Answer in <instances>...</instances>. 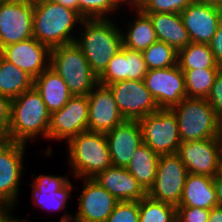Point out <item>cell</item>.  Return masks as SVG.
<instances>
[{
  "mask_svg": "<svg viewBox=\"0 0 222 222\" xmlns=\"http://www.w3.org/2000/svg\"><path fill=\"white\" fill-rule=\"evenodd\" d=\"M113 18L83 19L75 43L99 77L122 46V29ZM82 26V27H81ZM83 29V30H82Z\"/></svg>",
  "mask_w": 222,
  "mask_h": 222,
  "instance_id": "1",
  "label": "cell"
},
{
  "mask_svg": "<svg viewBox=\"0 0 222 222\" xmlns=\"http://www.w3.org/2000/svg\"><path fill=\"white\" fill-rule=\"evenodd\" d=\"M51 113L34 86L11 99L8 138L11 142L29 143L38 136L48 140Z\"/></svg>",
  "mask_w": 222,
  "mask_h": 222,
  "instance_id": "2",
  "label": "cell"
},
{
  "mask_svg": "<svg viewBox=\"0 0 222 222\" xmlns=\"http://www.w3.org/2000/svg\"><path fill=\"white\" fill-rule=\"evenodd\" d=\"M83 19L77 11L57 2L34 4L33 38L50 50L73 43L77 37L73 30Z\"/></svg>",
  "mask_w": 222,
  "mask_h": 222,
  "instance_id": "3",
  "label": "cell"
},
{
  "mask_svg": "<svg viewBox=\"0 0 222 222\" xmlns=\"http://www.w3.org/2000/svg\"><path fill=\"white\" fill-rule=\"evenodd\" d=\"M170 110L176 116L181 142L222 137V120L206 99L185 97Z\"/></svg>",
  "mask_w": 222,
  "mask_h": 222,
  "instance_id": "4",
  "label": "cell"
},
{
  "mask_svg": "<svg viewBox=\"0 0 222 222\" xmlns=\"http://www.w3.org/2000/svg\"><path fill=\"white\" fill-rule=\"evenodd\" d=\"M68 164L74 178H94L112 166L105 133L84 131L67 143Z\"/></svg>",
  "mask_w": 222,
  "mask_h": 222,
  "instance_id": "5",
  "label": "cell"
},
{
  "mask_svg": "<svg viewBox=\"0 0 222 222\" xmlns=\"http://www.w3.org/2000/svg\"><path fill=\"white\" fill-rule=\"evenodd\" d=\"M66 83L73 96H88L98 84L81 48L69 43L50 50V65Z\"/></svg>",
  "mask_w": 222,
  "mask_h": 222,
  "instance_id": "6",
  "label": "cell"
},
{
  "mask_svg": "<svg viewBox=\"0 0 222 222\" xmlns=\"http://www.w3.org/2000/svg\"><path fill=\"white\" fill-rule=\"evenodd\" d=\"M143 143L158 155L177 153L181 143L178 123L170 109H159L140 119Z\"/></svg>",
  "mask_w": 222,
  "mask_h": 222,
  "instance_id": "7",
  "label": "cell"
},
{
  "mask_svg": "<svg viewBox=\"0 0 222 222\" xmlns=\"http://www.w3.org/2000/svg\"><path fill=\"white\" fill-rule=\"evenodd\" d=\"M187 175L188 170L177 153L161 155L154 184L147 195L177 208Z\"/></svg>",
  "mask_w": 222,
  "mask_h": 222,
  "instance_id": "8",
  "label": "cell"
},
{
  "mask_svg": "<svg viewBox=\"0 0 222 222\" xmlns=\"http://www.w3.org/2000/svg\"><path fill=\"white\" fill-rule=\"evenodd\" d=\"M82 193L79 194L77 212L69 214L64 210L59 222H106L119 202L93 178H84Z\"/></svg>",
  "mask_w": 222,
  "mask_h": 222,
  "instance_id": "9",
  "label": "cell"
},
{
  "mask_svg": "<svg viewBox=\"0 0 222 222\" xmlns=\"http://www.w3.org/2000/svg\"><path fill=\"white\" fill-rule=\"evenodd\" d=\"M34 4L27 0H4L0 4V50L33 37Z\"/></svg>",
  "mask_w": 222,
  "mask_h": 222,
  "instance_id": "10",
  "label": "cell"
},
{
  "mask_svg": "<svg viewBox=\"0 0 222 222\" xmlns=\"http://www.w3.org/2000/svg\"><path fill=\"white\" fill-rule=\"evenodd\" d=\"M27 144L9 142L0 151V207L11 210L19 198V186L24 170L23 157Z\"/></svg>",
  "mask_w": 222,
  "mask_h": 222,
  "instance_id": "11",
  "label": "cell"
},
{
  "mask_svg": "<svg viewBox=\"0 0 222 222\" xmlns=\"http://www.w3.org/2000/svg\"><path fill=\"white\" fill-rule=\"evenodd\" d=\"M108 86L125 120L139 121L159 110L143 80H125Z\"/></svg>",
  "mask_w": 222,
  "mask_h": 222,
  "instance_id": "12",
  "label": "cell"
},
{
  "mask_svg": "<svg viewBox=\"0 0 222 222\" xmlns=\"http://www.w3.org/2000/svg\"><path fill=\"white\" fill-rule=\"evenodd\" d=\"M88 96H72L60 109L51 113L48 140L67 143L76 135L88 130Z\"/></svg>",
  "mask_w": 222,
  "mask_h": 222,
  "instance_id": "13",
  "label": "cell"
},
{
  "mask_svg": "<svg viewBox=\"0 0 222 222\" xmlns=\"http://www.w3.org/2000/svg\"><path fill=\"white\" fill-rule=\"evenodd\" d=\"M143 81L159 109H171L187 97L185 76L178 64L148 70Z\"/></svg>",
  "mask_w": 222,
  "mask_h": 222,
  "instance_id": "14",
  "label": "cell"
},
{
  "mask_svg": "<svg viewBox=\"0 0 222 222\" xmlns=\"http://www.w3.org/2000/svg\"><path fill=\"white\" fill-rule=\"evenodd\" d=\"M222 137L181 142L177 151L188 173L214 177L218 173Z\"/></svg>",
  "mask_w": 222,
  "mask_h": 222,
  "instance_id": "15",
  "label": "cell"
},
{
  "mask_svg": "<svg viewBox=\"0 0 222 222\" xmlns=\"http://www.w3.org/2000/svg\"><path fill=\"white\" fill-rule=\"evenodd\" d=\"M88 131L107 133L125 121L109 86L98 83L88 95Z\"/></svg>",
  "mask_w": 222,
  "mask_h": 222,
  "instance_id": "16",
  "label": "cell"
},
{
  "mask_svg": "<svg viewBox=\"0 0 222 222\" xmlns=\"http://www.w3.org/2000/svg\"><path fill=\"white\" fill-rule=\"evenodd\" d=\"M32 176V204L52 212L66 209V203L72 196L71 190L75 188L69 177L51 174L35 176L34 173Z\"/></svg>",
  "mask_w": 222,
  "mask_h": 222,
  "instance_id": "17",
  "label": "cell"
},
{
  "mask_svg": "<svg viewBox=\"0 0 222 222\" xmlns=\"http://www.w3.org/2000/svg\"><path fill=\"white\" fill-rule=\"evenodd\" d=\"M191 42L209 43L222 22V7L193 1L181 13Z\"/></svg>",
  "mask_w": 222,
  "mask_h": 222,
  "instance_id": "18",
  "label": "cell"
},
{
  "mask_svg": "<svg viewBox=\"0 0 222 222\" xmlns=\"http://www.w3.org/2000/svg\"><path fill=\"white\" fill-rule=\"evenodd\" d=\"M0 55L33 79L50 65V49L33 37L2 48Z\"/></svg>",
  "mask_w": 222,
  "mask_h": 222,
  "instance_id": "19",
  "label": "cell"
},
{
  "mask_svg": "<svg viewBox=\"0 0 222 222\" xmlns=\"http://www.w3.org/2000/svg\"><path fill=\"white\" fill-rule=\"evenodd\" d=\"M105 135L112 166L126 168L136 149L143 143L139 122L125 120Z\"/></svg>",
  "mask_w": 222,
  "mask_h": 222,
  "instance_id": "20",
  "label": "cell"
},
{
  "mask_svg": "<svg viewBox=\"0 0 222 222\" xmlns=\"http://www.w3.org/2000/svg\"><path fill=\"white\" fill-rule=\"evenodd\" d=\"M119 201H140L147 192L124 167L111 166L93 178Z\"/></svg>",
  "mask_w": 222,
  "mask_h": 222,
  "instance_id": "21",
  "label": "cell"
},
{
  "mask_svg": "<svg viewBox=\"0 0 222 222\" xmlns=\"http://www.w3.org/2000/svg\"><path fill=\"white\" fill-rule=\"evenodd\" d=\"M179 206L203 209L218 206L213 177L188 173Z\"/></svg>",
  "mask_w": 222,
  "mask_h": 222,
  "instance_id": "22",
  "label": "cell"
},
{
  "mask_svg": "<svg viewBox=\"0 0 222 222\" xmlns=\"http://www.w3.org/2000/svg\"><path fill=\"white\" fill-rule=\"evenodd\" d=\"M150 16L157 40L172 46L176 51L191 41L179 13H146Z\"/></svg>",
  "mask_w": 222,
  "mask_h": 222,
  "instance_id": "23",
  "label": "cell"
},
{
  "mask_svg": "<svg viewBox=\"0 0 222 222\" xmlns=\"http://www.w3.org/2000/svg\"><path fill=\"white\" fill-rule=\"evenodd\" d=\"M33 86L50 113L60 110L73 96L65 81L50 66L34 79Z\"/></svg>",
  "mask_w": 222,
  "mask_h": 222,
  "instance_id": "24",
  "label": "cell"
},
{
  "mask_svg": "<svg viewBox=\"0 0 222 222\" xmlns=\"http://www.w3.org/2000/svg\"><path fill=\"white\" fill-rule=\"evenodd\" d=\"M133 9L136 18L131 22L128 21L125 32L122 30V43L127 49L142 52L156 42L157 37L150 16L139 7Z\"/></svg>",
  "mask_w": 222,
  "mask_h": 222,
  "instance_id": "25",
  "label": "cell"
},
{
  "mask_svg": "<svg viewBox=\"0 0 222 222\" xmlns=\"http://www.w3.org/2000/svg\"><path fill=\"white\" fill-rule=\"evenodd\" d=\"M159 158L160 155L155 153L148 145L142 143L136 149L126 167L146 192L154 184Z\"/></svg>",
  "mask_w": 222,
  "mask_h": 222,
  "instance_id": "26",
  "label": "cell"
},
{
  "mask_svg": "<svg viewBox=\"0 0 222 222\" xmlns=\"http://www.w3.org/2000/svg\"><path fill=\"white\" fill-rule=\"evenodd\" d=\"M34 79L0 55V94L13 99L31 89Z\"/></svg>",
  "mask_w": 222,
  "mask_h": 222,
  "instance_id": "27",
  "label": "cell"
},
{
  "mask_svg": "<svg viewBox=\"0 0 222 222\" xmlns=\"http://www.w3.org/2000/svg\"><path fill=\"white\" fill-rule=\"evenodd\" d=\"M177 64L183 73L194 69H221L207 43L190 42L178 51Z\"/></svg>",
  "mask_w": 222,
  "mask_h": 222,
  "instance_id": "28",
  "label": "cell"
},
{
  "mask_svg": "<svg viewBox=\"0 0 222 222\" xmlns=\"http://www.w3.org/2000/svg\"><path fill=\"white\" fill-rule=\"evenodd\" d=\"M219 70L220 69L186 70L184 76L187 97L206 99Z\"/></svg>",
  "mask_w": 222,
  "mask_h": 222,
  "instance_id": "29",
  "label": "cell"
},
{
  "mask_svg": "<svg viewBox=\"0 0 222 222\" xmlns=\"http://www.w3.org/2000/svg\"><path fill=\"white\" fill-rule=\"evenodd\" d=\"M139 222H176V207L146 195L139 201Z\"/></svg>",
  "mask_w": 222,
  "mask_h": 222,
  "instance_id": "30",
  "label": "cell"
},
{
  "mask_svg": "<svg viewBox=\"0 0 222 222\" xmlns=\"http://www.w3.org/2000/svg\"><path fill=\"white\" fill-rule=\"evenodd\" d=\"M141 53L149 70L177 65L178 51L163 41L157 40Z\"/></svg>",
  "mask_w": 222,
  "mask_h": 222,
  "instance_id": "31",
  "label": "cell"
},
{
  "mask_svg": "<svg viewBox=\"0 0 222 222\" xmlns=\"http://www.w3.org/2000/svg\"><path fill=\"white\" fill-rule=\"evenodd\" d=\"M119 8L114 0H78V13L84 19L109 18Z\"/></svg>",
  "mask_w": 222,
  "mask_h": 222,
  "instance_id": "32",
  "label": "cell"
},
{
  "mask_svg": "<svg viewBox=\"0 0 222 222\" xmlns=\"http://www.w3.org/2000/svg\"><path fill=\"white\" fill-rule=\"evenodd\" d=\"M127 80L126 48L122 46L109 61L104 72L98 77V83L110 85L116 82Z\"/></svg>",
  "mask_w": 222,
  "mask_h": 222,
  "instance_id": "33",
  "label": "cell"
},
{
  "mask_svg": "<svg viewBox=\"0 0 222 222\" xmlns=\"http://www.w3.org/2000/svg\"><path fill=\"white\" fill-rule=\"evenodd\" d=\"M193 0H143L138 6L144 13H181Z\"/></svg>",
  "mask_w": 222,
  "mask_h": 222,
  "instance_id": "34",
  "label": "cell"
},
{
  "mask_svg": "<svg viewBox=\"0 0 222 222\" xmlns=\"http://www.w3.org/2000/svg\"><path fill=\"white\" fill-rule=\"evenodd\" d=\"M106 222H139V201H119Z\"/></svg>",
  "mask_w": 222,
  "mask_h": 222,
  "instance_id": "35",
  "label": "cell"
},
{
  "mask_svg": "<svg viewBox=\"0 0 222 222\" xmlns=\"http://www.w3.org/2000/svg\"><path fill=\"white\" fill-rule=\"evenodd\" d=\"M127 80H143L148 72V67L144 62L140 51L126 48Z\"/></svg>",
  "mask_w": 222,
  "mask_h": 222,
  "instance_id": "36",
  "label": "cell"
},
{
  "mask_svg": "<svg viewBox=\"0 0 222 222\" xmlns=\"http://www.w3.org/2000/svg\"><path fill=\"white\" fill-rule=\"evenodd\" d=\"M210 209L199 207L178 206L176 222H208Z\"/></svg>",
  "mask_w": 222,
  "mask_h": 222,
  "instance_id": "37",
  "label": "cell"
},
{
  "mask_svg": "<svg viewBox=\"0 0 222 222\" xmlns=\"http://www.w3.org/2000/svg\"><path fill=\"white\" fill-rule=\"evenodd\" d=\"M206 100L213 107L216 115L222 120V69L217 73Z\"/></svg>",
  "mask_w": 222,
  "mask_h": 222,
  "instance_id": "38",
  "label": "cell"
},
{
  "mask_svg": "<svg viewBox=\"0 0 222 222\" xmlns=\"http://www.w3.org/2000/svg\"><path fill=\"white\" fill-rule=\"evenodd\" d=\"M11 99L0 94V137H8Z\"/></svg>",
  "mask_w": 222,
  "mask_h": 222,
  "instance_id": "39",
  "label": "cell"
},
{
  "mask_svg": "<svg viewBox=\"0 0 222 222\" xmlns=\"http://www.w3.org/2000/svg\"><path fill=\"white\" fill-rule=\"evenodd\" d=\"M211 51L219 63L222 64V22L217 27L215 35L212 37L211 41L208 43Z\"/></svg>",
  "mask_w": 222,
  "mask_h": 222,
  "instance_id": "40",
  "label": "cell"
},
{
  "mask_svg": "<svg viewBox=\"0 0 222 222\" xmlns=\"http://www.w3.org/2000/svg\"><path fill=\"white\" fill-rule=\"evenodd\" d=\"M213 183L216 190V197H217V205L222 207V176L215 175L213 177Z\"/></svg>",
  "mask_w": 222,
  "mask_h": 222,
  "instance_id": "41",
  "label": "cell"
},
{
  "mask_svg": "<svg viewBox=\"0 0 222 222\" xmlns=\"http://www.w3.org/2000/svg\"><path fill=\"white\" fill-rule=\"evenodd\" d=\"M12 210H5L3 209L1 212H0V222H27V220H21V219H17L15 217H13L12 213H11Z\"/></svg>",
  "mask_w": 222,
  "mask_h": 222,
  "instance_id": "42",
  "label": "cell"
},
{
  "mask_svg": "<svg viewBox=\"0 0 222 222\" xmlns=\"http://www.w3.org/2000/svg\"><path fill=\"white\" fill-rule=\"evenodd\" d=\"M208 222H222V207L216 206L210 209Z\"/></svg>",
  "mask_w": 222,
  "mask_h": 222,
  "instance_id": "43",
  "label": "cell"
},
{
  "mask_svg": "<svg viewBox=\"0 0 222 222\" xmlns=\"http://www.w3.org/2000/svg\"><path fill=\"white\" fill-rule=\"evenodd\" d=\"M55 2L78 12V0H56Z\"/></svg>",
  "mask_w": 222,
  "mask_h": 222,
  "instance_id": "44",
  "label": "cell"
},
{
  "mask_svg": "<svg viewBox=\"0 0 222 222\" xmlns=\"http://www.w3.org/2000/svg\"><path fill=\"white\" fill-rule=\"evenodd\" d=\"M193 1L213 4L222 7V0H193Z\"/></svg>",
  "mask_w": 222,
  "mask_h": 222,
  "instance_id": "45",
  "label": "cell"
},
{
  "mask_svg": "<svg viewBox=\"0 0 222 222\" xmlns=\"http://www.w3.org/2000/svg\"><path fill=\"white\" fill-rule=\"evenodd\" d=\"M10 142L8 137H0V151Z\"/></svg>",
  "mask_w": 222,
  "mask_h": 222,
  "instance_id": "46",
  "label": "cell"
},
{
  "mask_svg": "<svg viewBox=\"0 0 222 222\" xmlns=\"http://www.w3.org/2000/svg\"><path fill=\"white\" fill-rule=\"evenodd\" d=\"M120 7L125 6L127 4V6H129L131 8V0H114Z\"/></svg>",
  "mask_w": 222,
  "mask_h": 222,
  "instance_id": "47",
  "label": "cell"
},
{
  "mask_svg": "<svg viewBox=\"0 0 222 222\" xmlns=\"http://www.w3.org/2000/svg\"><path fill=\"white\" fill-rule=\"evenodd\" d=\"M218 175L222 176V150L219 157V165H218Z\"/></svg>",
  "mask_w": 222,
  "mask_h": 222,
  "instance_id": "48",
  "label": "cell"
},
{
  "mask_svg": "<svg viewBox=\"0 0 222 222\" xmlns=\"http://www.w3.org/2000/svg\"><path fill=\"white\" fill-rule=\"evenodd\" d=\"M32 4H40L46 2H55L56 0H29Z\"/></svg>",
  "mask_w": 222,
  "mask_h": 222,
  "instance_id": "49",
  "label": "cell"
},
{
  "mask_svg": "<svg viewBox=\"0 0 222 222\" xmlns=\"http://www.w3.org/2000/svg\"><path fill=\"white\" fill-rule=\"evenodd\" d=\"M143 0H131V9H133L134 7H138Z\"/></svg>",
  "mask_w": 222,
  "mask_h": 222,
  "instance_id": "50",
  "label": "cell"
}]
</instances>
